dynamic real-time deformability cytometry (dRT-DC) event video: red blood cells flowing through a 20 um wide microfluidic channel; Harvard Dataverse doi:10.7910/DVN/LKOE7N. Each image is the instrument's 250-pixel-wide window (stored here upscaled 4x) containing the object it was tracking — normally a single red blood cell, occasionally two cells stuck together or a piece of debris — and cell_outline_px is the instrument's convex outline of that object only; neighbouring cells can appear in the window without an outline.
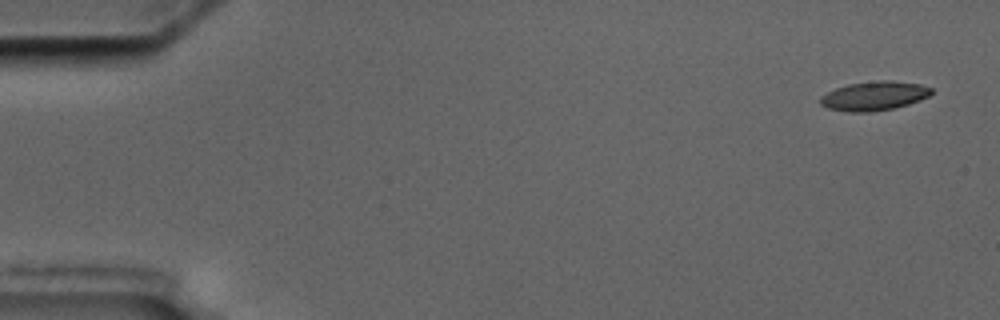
{"species": "common noctule bat (a hibernating species)", "species_latin": "Nyctalus noctula", "temperature_condition": "cold", "stored_images_in_passage": 5, "segment_of_instrument_passage": [2, 2], "camera_frame_rate_fps": 3000, "um_per_image_px": 0.085, "animal": {"sex": "male", "body_mass_g": 17.5, "forearm_length_mm": 52.3}, "frame": {"image": 1, "passage_image": 5, "time_ms": 5.667, "image_size_px": [1000, 320], "cell_outline_px": [[932, 92], [928, 96], [920, 100], [908, 104], [892, 108], [868, 112], [848, 112], [828, 108], [820, 104], [820, 96], [836, 88], [848, 84], [880, 80], [892, 80], [920, 84], [932, 88]], "centroid_in_image_um": [74.29, 8.14], "position_along_channel_um": 10.7, "area_um2": 18.73}}